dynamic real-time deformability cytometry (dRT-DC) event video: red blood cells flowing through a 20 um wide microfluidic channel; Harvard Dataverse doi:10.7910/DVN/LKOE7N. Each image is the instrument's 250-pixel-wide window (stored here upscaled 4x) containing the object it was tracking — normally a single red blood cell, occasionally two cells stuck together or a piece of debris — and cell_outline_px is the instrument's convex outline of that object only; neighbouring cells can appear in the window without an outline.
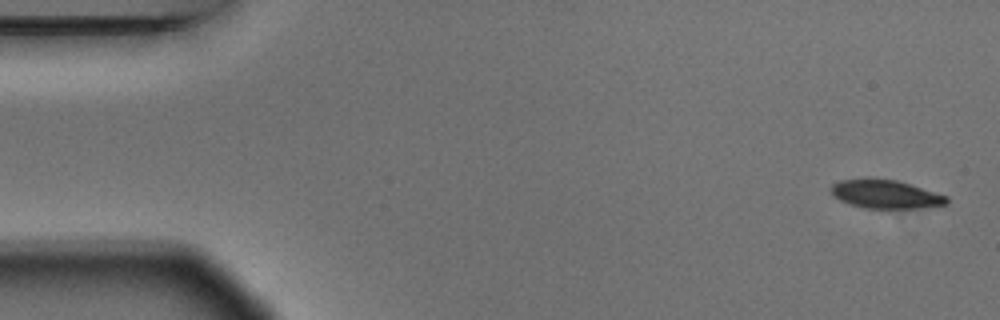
{"species": "Egyptian fruit bat (a non-hibernating species)", "species_latin": "Rousettus aegyptiacus", "temperature_condition": "warm", "stored_images_in_passage": 5, "camera_frame_rate_fps": 3000, "um_per_image_px": 0.085, "animal": {"sex": "male"}, "frame": {"image": 1, "passage_image": 1, "time_ms": 0.0, "image_size_px": [1000, 320], "cell_outline_px": [[948, 204], [912, 208], [864, 208], [840, 200], [832, 192], [832, 184], [840, 180], [896, 180], [948, 196]], "centroid_in_image_um": [75.31, 16.53], "position_along_channel_um": 9.7, "area_um2": 18.44}}
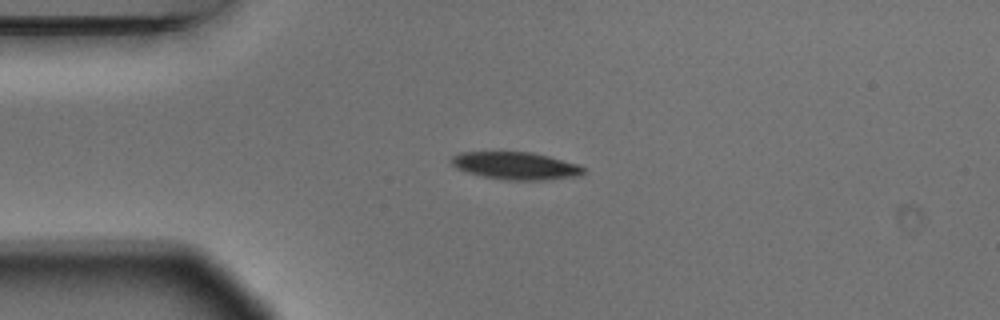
{"frame": {"image": 2, "passage_image": 4, "time_ms": 1.0, "image_size_px": [1000, 320], "cell_outline_px": [[588, 172], [580, 176], [540, 180], [504, 180], [484, 176], [468, 172], [456, 168], [452, 164], [452, 156], [460, 152], [532, 152], [580, 164]], "centroid_in_image_um": [43.9, 14.09], "position_along_channel_um": 41.1, "area_um2": 21.21}}